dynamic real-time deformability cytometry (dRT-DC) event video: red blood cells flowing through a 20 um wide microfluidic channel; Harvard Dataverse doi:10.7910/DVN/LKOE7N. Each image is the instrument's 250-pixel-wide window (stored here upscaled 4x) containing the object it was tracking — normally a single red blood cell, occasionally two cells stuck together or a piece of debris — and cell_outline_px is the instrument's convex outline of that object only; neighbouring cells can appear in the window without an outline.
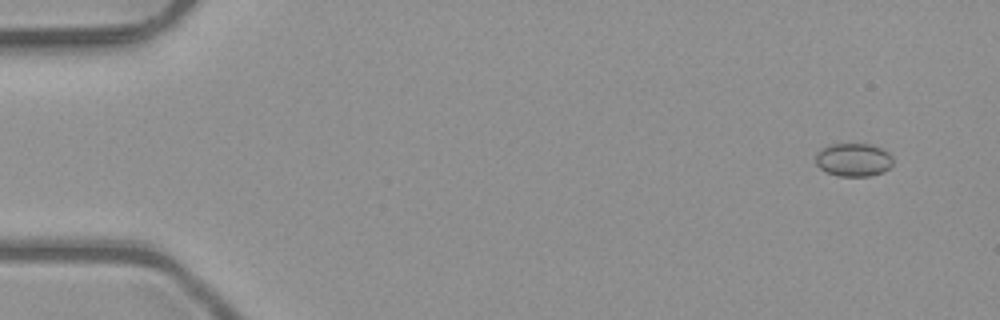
{"species": "common noctule bat (a hibernating species)", "species_latin": "Nyctalus noctula", "temperature_condition": "room temperature", "stored_images_in_passage": 7, "camera_frame_rate_fps": 3000, "um_per_image_px": 0.085, "animal": {"sex": "male", "body_mass_g": 23.1, "forearm_length_mm": 52.7}, "frame": {"image": 1, "passage_image": 1, "time_ms": 0.0, "image_size_px": [1000, 320], "cell_outline_px": [[892, 164], [888, 168], [872, 176], [836, 176], [820, 168], [816, 164], [816, 156], [824, 148], [832, 144], [872, 144], [888, 152], [892, 156]], "centroid_in_image_um": [72.56, 13.59], "position_along_channel_um": 12.4, "area_um2": 14.74}}
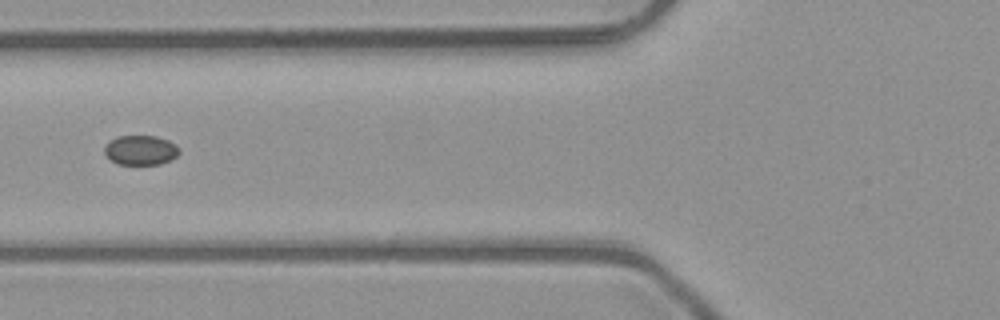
{"frame": {"image": 2, "passage_image": 6, "time_ms": 1.667, "image_size_px": [1000, 320], "cell_outline_px": [[180, 152], [176, 156], [160, 164], [116, 164], [104, 152], [104, 148], [108, 140], [116, 136], [156, 136], [168, 140], [176, 144]], "centroid_in_image_um": [11.93, 12.75], "position_along_channel_um": 113.9, "area_um2": 12.89}}
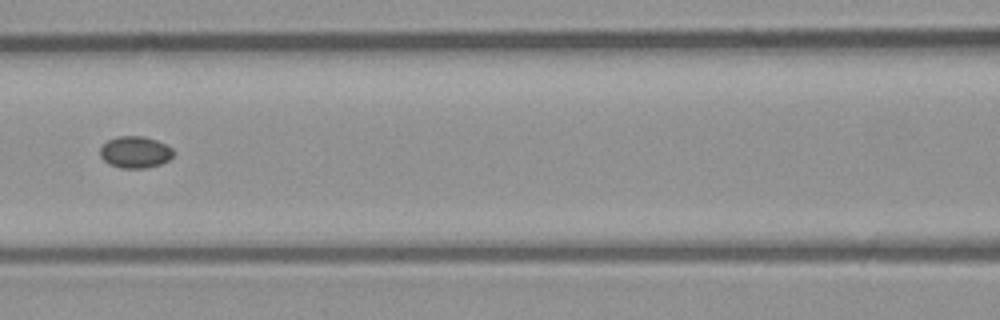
{"frame": {"image": 3, "passage_image": 7, "time_ms": 2.0, "image_size_px": [1000, 320], "cell_outline_px": [[172, 156], [168, 160], [160, 164], [144, 168], [120, 168], [108, 164], [100, 156], [100, 148], [108, 140], [116, 136], [144, 136], [156, 140], [172, 148]], "centroid_in_image_um": [11.45, 12.93], "position_along_channel_um": 155.1, "area_um2": 13.47}}